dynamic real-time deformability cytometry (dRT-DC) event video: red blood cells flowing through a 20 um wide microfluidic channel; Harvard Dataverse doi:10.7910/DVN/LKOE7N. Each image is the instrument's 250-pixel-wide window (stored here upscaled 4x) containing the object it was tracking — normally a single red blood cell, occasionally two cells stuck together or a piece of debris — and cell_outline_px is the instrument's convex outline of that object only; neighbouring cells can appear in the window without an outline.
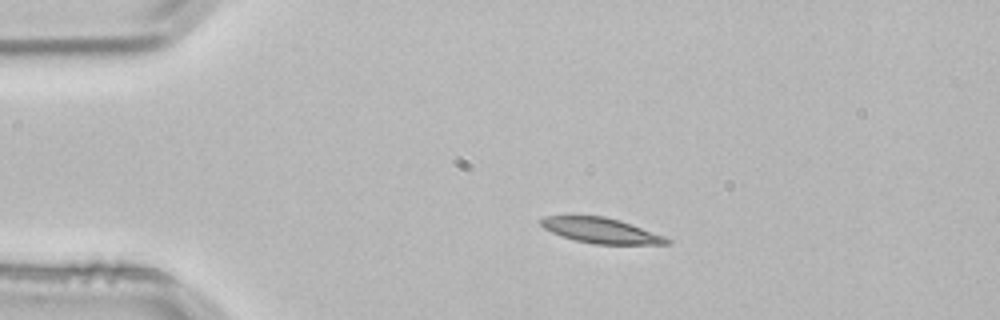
{"species": "common noctule bat (a hibernating species)", "species_latin": "Nyctalus noctula", "temperature_condition": "room temperature", "stored_images_in_passage": 3, "camera_frame_rate_fps": 3000, "um_per_image_px": 0.085, "animal": {"sex": "male", "body_mass_g": 21.5, "forearm_length_mm": 52.0}, "frame": {"image": 1, "passage_image": 2, "time_ms": 0.333, "image_size_px": [1000, 320], "cell_outline_px": [[672, 240], [668, 244], [596, 244], [576, 240], [552, 232], [544, 228], [540, 224], [540, 220], [544, 216], [572, 212], [604, 216], [620, 220], [664, 236]], "centroid_in_image_um": [50.99, 19.53], "position_along_channel_um": 34.0, "area_um2": 19.13}}
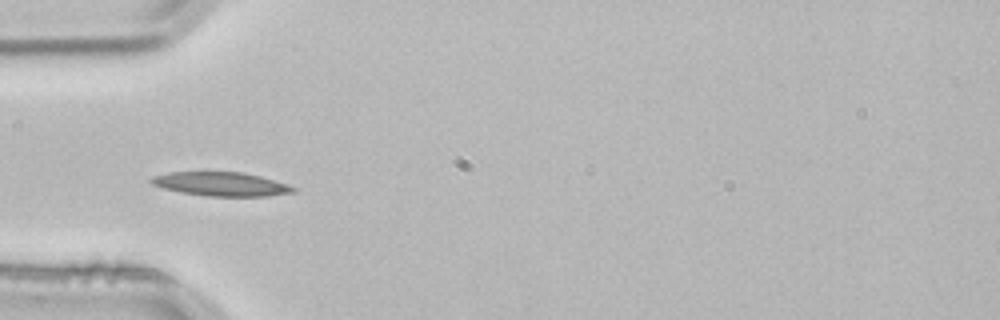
{"frame": {"image": 2, "passage_image": 3, "time_ms": 0.667, "image_size_px": [1000, 320], "cell_outline_px": [[296, 192], [268, 196], [204, 196], [180, 192], [164, 188], [152, 184], [148, 180], [152, 176], [172, 172], [244, 172], [260, 176], [288, 184], [296, 188]], "centroid_in_image_um": [18.8, 15.65], "position_along_channel_um": 66.2, "area_um2": 19.83}}